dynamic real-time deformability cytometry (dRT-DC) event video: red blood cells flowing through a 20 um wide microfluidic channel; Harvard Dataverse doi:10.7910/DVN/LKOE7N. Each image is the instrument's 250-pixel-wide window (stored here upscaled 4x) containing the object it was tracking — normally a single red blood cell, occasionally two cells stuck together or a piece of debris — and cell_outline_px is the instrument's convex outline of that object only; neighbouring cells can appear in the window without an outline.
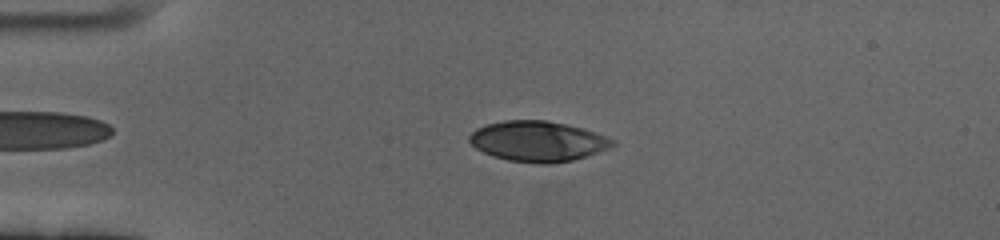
{"species": "human", "species_latin": "Homo sapiens", "temperature_condition": "cold", "stored_images_in_passage": 59, "camera_frame_rate_fps": 3000, "um_per_image_px": 0.085, "donor": {"sex": "female"}, "frame": {"image": 1, "passage_image": 14, "time_ms": 4.333, "image_size_px": [1000, 240], "cell_outline_px": [[616, 144], [612, 148], [572, 160], [552, 164], [540, 164], [508, 160], [492, 156], [476, 148], [468, 140], [468, 136], [476, 128], [488, 124], [504, 120], [544, 120], [564, 124], [580, 128], [616, 140]], "centroid_in_image_um": [45.7, 12.02], "position_along_channel_um": 39.3, "area_um2": 33.58}}
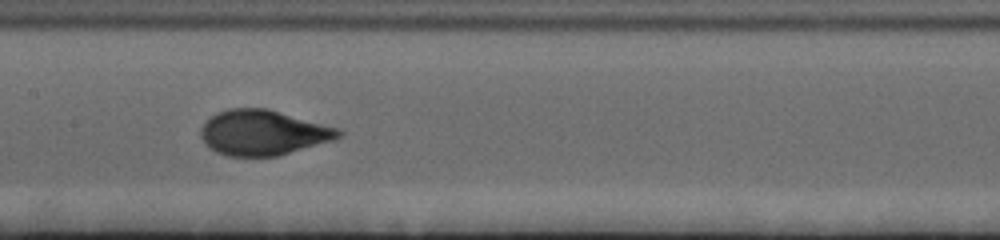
{"frame": {"image": 2, "passage_image": 30, "time_ms": 9.667, "image_size_px": [1000, 240], "cell_outline_px": [[344, 132], [336, 140], [276, 156], [228, 156], [216, 152], [208, 148], [204, 144], [200, 136], [200, 128], [216, 112], [228, 108], [268, 108], [340, 128]], "centroid_in_image_um": [22.37, 11.27], "position_along_channel_um": 185.0, "area_um2": 36.65}}
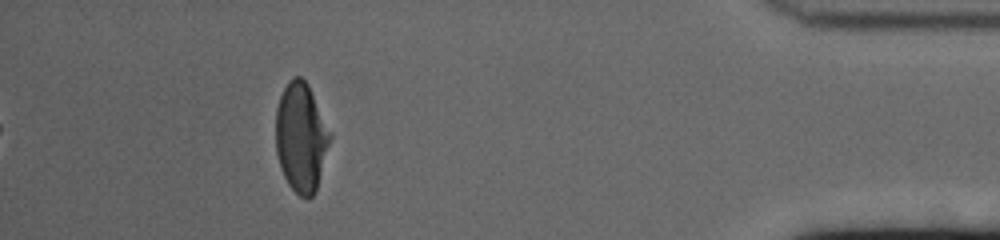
{"frame": {"image": 3, "passage_image": 54, "time_ms": 17.667, "image_size_px": [1000, 240], "cell_outline_px": [[332, 136], [316, 192], [308, 200], [300, 196], [288, 184], [284, 176], [276, 152], [276, 108], [280, 96], [288, 80], [292, 76], [300, 76], [308, 84]], "centroid_in_image_um": [25.59, 11.68], "position_along_channel_um": 409.6, "area_um2": 34.51}, "authors_computed_cell_mechanics": {"area_um2": 35.258, "velocity_mm_per_s": 3.4136, "shape_relaxation_time_tau1_ms": 3.2851, "shape_relaxation_time_tau2_ms": null, "deformation_change_tau1": 0.1872, "deformation_change_tau2": null}}